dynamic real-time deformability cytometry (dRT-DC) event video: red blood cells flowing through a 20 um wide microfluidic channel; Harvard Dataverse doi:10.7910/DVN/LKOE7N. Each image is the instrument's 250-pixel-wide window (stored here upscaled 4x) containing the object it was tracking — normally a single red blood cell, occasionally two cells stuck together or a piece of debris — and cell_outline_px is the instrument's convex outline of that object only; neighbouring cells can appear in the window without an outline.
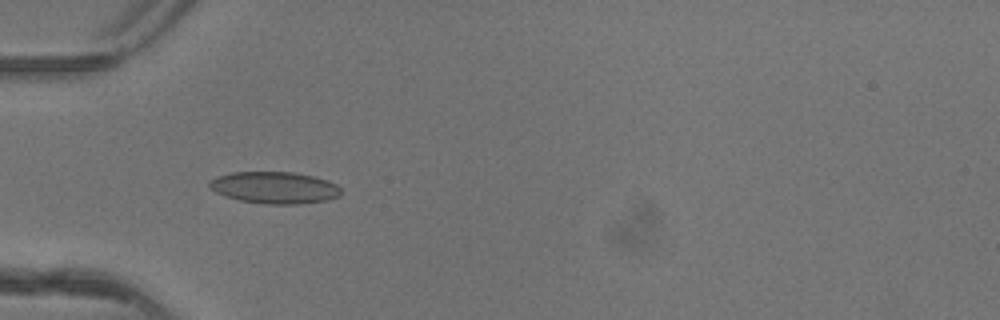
{"species": "common noctule bat (a hibernating species)", "species_latin": "Nyctalus noctula", "temperature_condition": "warm", "stored_images_in_passage": 38, "camera_frame_rate_fps": 3000, "um_per_image_px": 0.085, "animal": {"sex": "female"}, "frame": {"image": 1, "passage_image": 4, "time_ms": 1.0, "image_size_px": [1000, 320], "cell_outline_px": [[340, 196], [328, 200], [300, 204], [264, 204], [240, 200], [216, 192], [208, 184], [216, 176], [232, 172], [292, 172], [312, 176], [328, 180], [336, 184], [340, 188]], "centroid_in_image_um": [23.37, 15.95], "position_along_channel_um": 61.6, "area_um2": 24.28}}
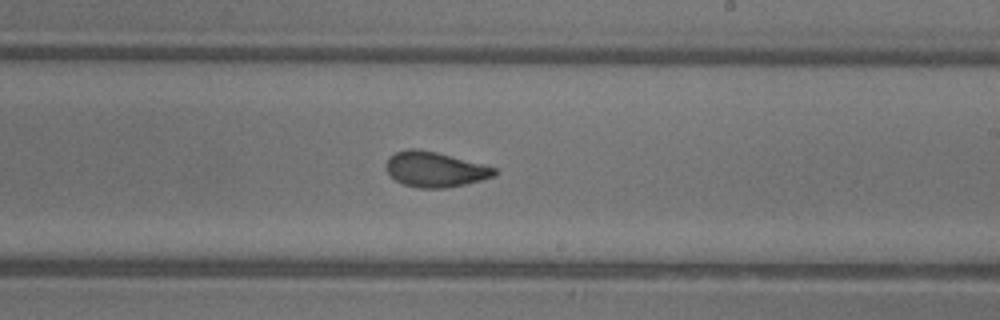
{"frame": {"image": 2, "passage_image": 18, "time_ms": 5.667, "image_size_px": [1000, 320], "cell_outline_px": [[496, 176], [464, 184], [444, 188], [420, 188], [404, 184], [396, 180], [384, 168], [384, 164], [388, 156], [396, 152], [408, 148], [416, 148], [436, 152], [496, 168]], "centroid_in_image_um": [36.92, 14.39], "position_along_channel_um": 252.1, "area_um2": 22.08}}
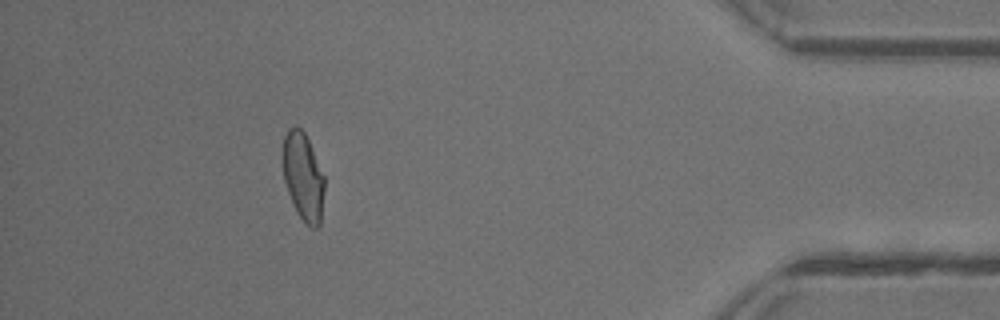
{"frame": {"image": 3, "passage_image": 33, "time_ms": 10.667, "image_size_px": [1000, 320], "cell_outline_px": [[324, 188], [320, 224], [316, 228], [312, 228], [304, 224], [296, 212], [288, 192], [284, 180], [280, 156], [280, 152], [284, 136], [288, 128], [296, 124], [304, 132], [308, 140], [324, 176]], "centroid_in_image_um": [25.72, 14.99], "position_along_channel_um": 409.5, "area_um2": 21.79}, "authors_computed_cell_mechanics": {"area_um2": 22.0796, "velocity_mm_per_s": 4.1575, "shape_relaxation_time_tau1_ms": 8.2687, "shape_relaxation_time_tau2_ms": 0.8912, "deformation_change_tau1": 0.2246, "deformation_change_tau2": 0.0651}}